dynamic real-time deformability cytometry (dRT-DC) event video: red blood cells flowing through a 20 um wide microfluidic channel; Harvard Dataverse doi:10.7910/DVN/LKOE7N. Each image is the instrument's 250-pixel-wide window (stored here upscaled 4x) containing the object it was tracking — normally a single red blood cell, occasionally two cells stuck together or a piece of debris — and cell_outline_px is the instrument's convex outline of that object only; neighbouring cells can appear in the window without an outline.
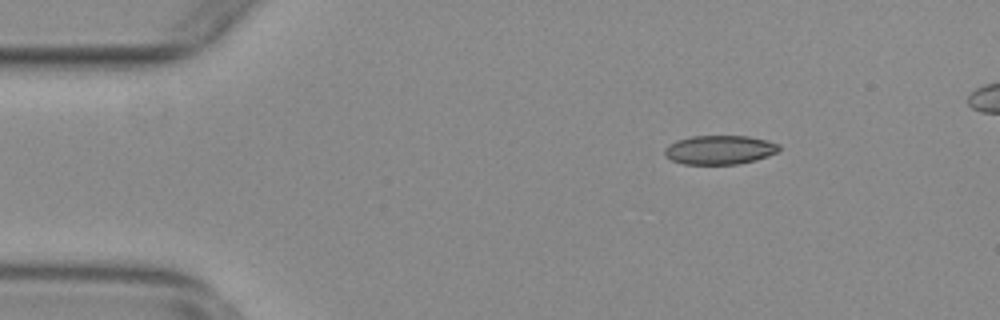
{"species": "common noctule bat (a hibernating species)", "species_latin": "Nyctalus noctula", "temperature_condition": "warm", "stored_images_in_passage": 52, "camera_frame_rate_fps": 3000, "um_per_image_px": 0.085, "animal": {"sex": "female", "body_mass_g": 29.2, "forearm_length_mm": 56.3}, "frame": {"image": 1, "passage_image": 8, "time_ms": 2.333, "image_size_px": [1000, 320], "cell_outline_px": [[780, 148], [776, 152], [768, 156], [756, 160], [740, 164], [684, 164], [672, 160], [664, 156], [664, 148], [668, 144], [676, 140], [692, 136], [748, 136], [768, 140], [780, 144]], "centroid_in_image_um": [61.16, 12.73], "position_along_channel_um": 23.8, "area_um2": 19.54}}
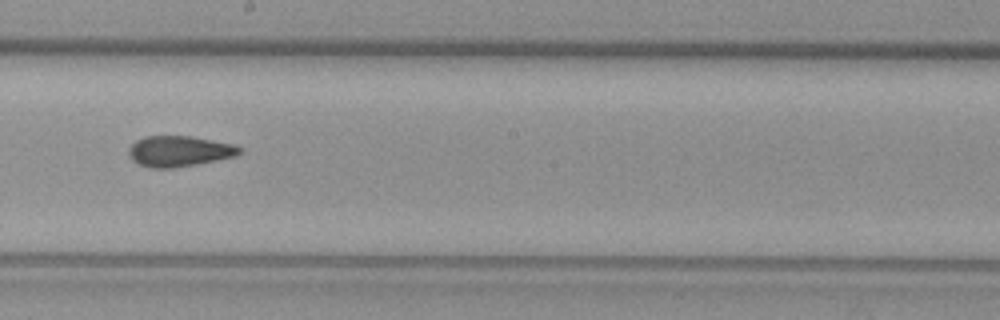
{"frame": {"image": 2, "passage_image": 30, "time_ms": 9.667, "image_size_px": [1000, 320], "cell_outline_px": [[240, 152], [232, 156], [216, 160], [196, 164], [172, 168], [148, 168], [132, 160], [128, 156], [128, 148], [136, 140], [144, 136], [192, 136], [236, 144], [240, 148]], "centroid_in_image_um": [15.18, 12.84], "position_along_channel_um": 233.0, "area_um2": 19.83}}
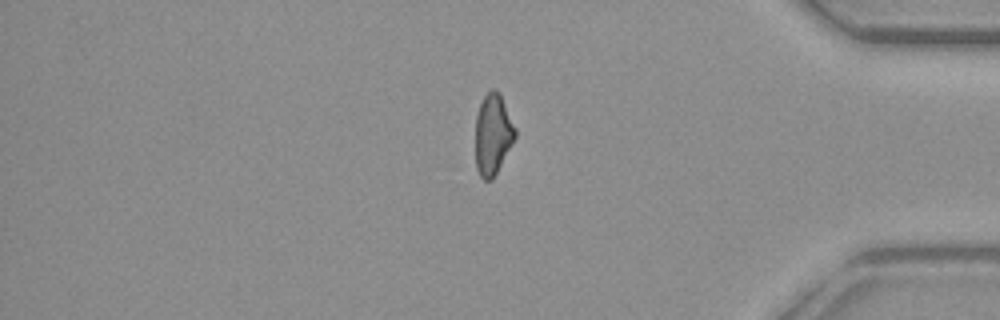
{"frame": {"image": 3, "passage_image": 45, "time_ms": 14.667, "image_size_px": [1000, 320], "cell_outline_px": [[516, 136], [492, 180], [484, 180], [480, 176], [476, 168], [476, 116], [480, 104], [484, 96], [492, 88], [500, 92], [516, 128]], "centroid_in_image_um": [41.89, 11.4], "position_along_channel_um": 393.3, "area_um2": 18.61}}